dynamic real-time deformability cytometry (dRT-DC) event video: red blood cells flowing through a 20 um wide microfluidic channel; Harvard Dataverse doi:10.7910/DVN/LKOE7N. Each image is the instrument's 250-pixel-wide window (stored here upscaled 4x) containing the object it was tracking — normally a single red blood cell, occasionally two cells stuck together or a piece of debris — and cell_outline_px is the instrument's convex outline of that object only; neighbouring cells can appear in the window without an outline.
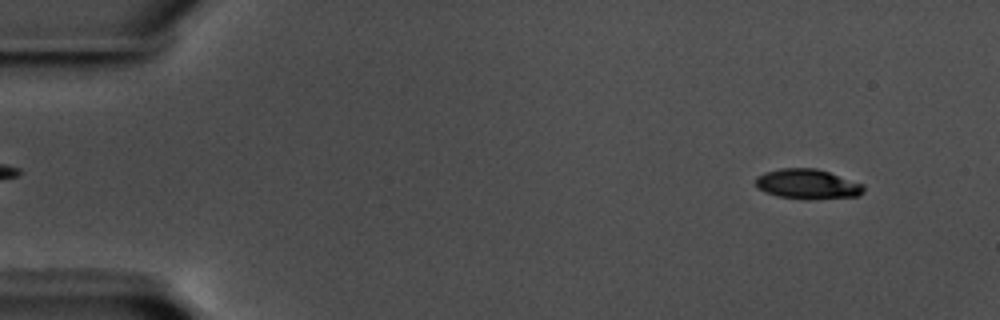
{"species": "common noctule bat (a hibernating species)", "species_latin": "Nyctalus noctula", "temperature_condition": "warm", "stored_images_in_passage": 58, "camera_frame_rate_fps": 3000, "um_per_image_px": 0.085, "animal": {"sex": "male", "body_mass_g": 17.5, "forearm_length_mm": 52.3}, "frame": {"image": 1, "passage_image": 5, "time_ms": 1.333, "image_size_px": [1000, 320], "cell_outline_px": [[864, 192], [860, 196], [804, 200], [780, 196], [764, 192], [756, 184], [756, 176], [780, 168], [816, 168], [864, 184]], "centroid_in_image_um": [68.68, 15.66], "position_along_channel_um": 16.3, "area_um2": 18.79}}
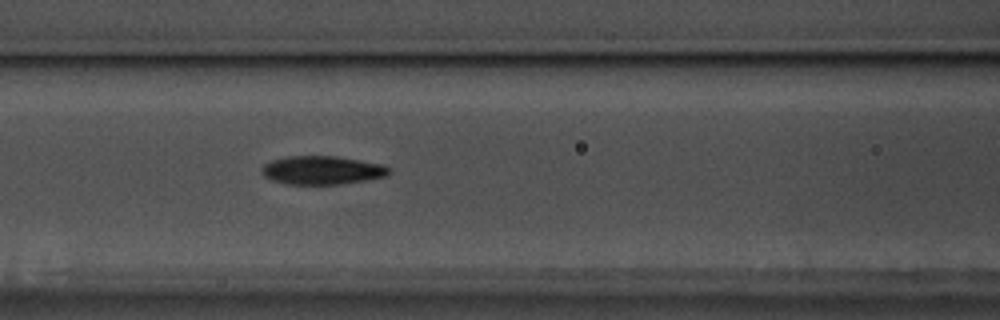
{"frame": {"image": 2, "passage_image": 25, "time_ms": 8.0, "image_size_px": [1000, 320], "cell_outline_px": [[392, 172], [384, 176], [368, 180], [340, 184], [284, 184], [272, 180], [264, 176], [260, 172], [260, 168], [264, 164], [272, 160], [288, 156], [332, 156], [384, 164]], "centroid_in_image_um": [27.34, 14.47], "position_along_channel_um": 139.3, "area_um2": 21.15}}
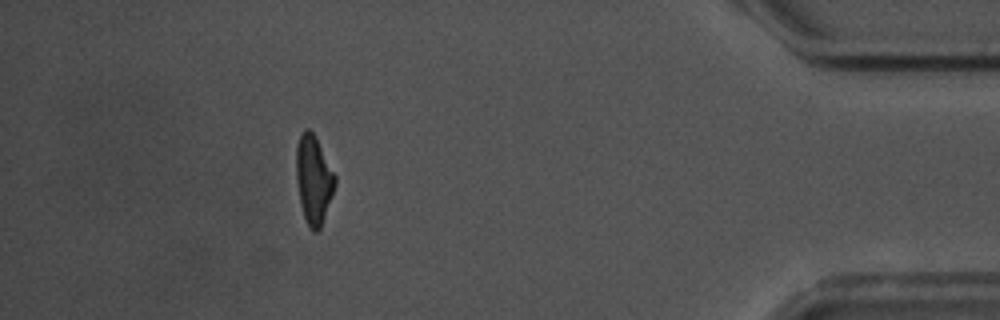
{"frame": {"image": 3, "passage_image": 52, "time_ms": 17.0, "image_size_px": [1000, 320], "cell_outline_px": [[336, 184], [320, 228], [316, 232], [312, 232], [304, 216], [300, 204], [296, 180], [296, 148], [300, 132], [304, 128], [308, 128], [316, 136], [336, 176]], "centroid_in_image_um": [26.64, 15.21], "position_along_channel_um": 408.6, "area_um2": 20.06}, "authors_computed_cell_mechanics": {"area_um2": 20.2589, "velocity_mm_per_s": 3.5558, "shape_relaxation_time_tau1_ms": 4.5808, "shape_relaxation_time_tau2_ms": 3.3306, "deformation_change_tau1": 0.1588, "deformation_change_tau2": 0.1095}}